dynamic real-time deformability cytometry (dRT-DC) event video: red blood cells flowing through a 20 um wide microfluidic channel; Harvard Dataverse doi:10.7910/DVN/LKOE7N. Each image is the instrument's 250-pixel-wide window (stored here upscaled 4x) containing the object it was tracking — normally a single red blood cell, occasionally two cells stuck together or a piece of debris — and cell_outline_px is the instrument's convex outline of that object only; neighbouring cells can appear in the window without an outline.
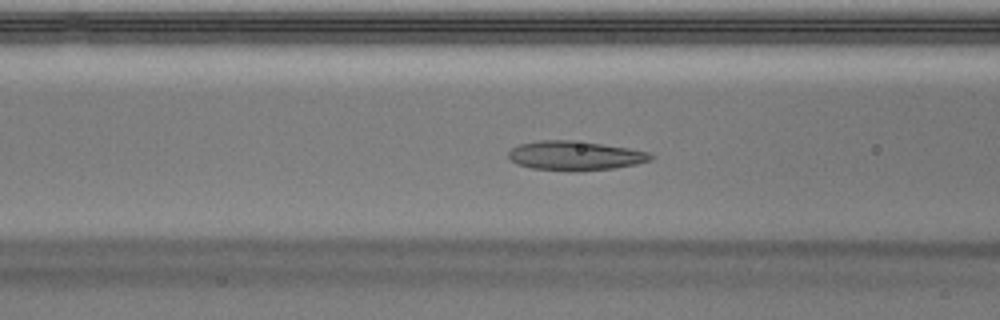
{"species": "Egyptian fruit bat (a non-hibernating species)", "species_latin": "Rousettus aegyptiacus", "temperature_condition": "warm", "stored_images_in_passage": 49, "camera_frame_rate_fps": 3000, "um_per_image_px": 0.085, "animal": {"sex": "male"}, "frame": {"image": 1, "passage_image": 19, "time_ms": 6.0, "image_size_px": [1000, 320], "cell_outline_px": [[652, 160], [636, 164], [616, 168], [576, 172], [532, 168], [516, 164], [508, 156], [508, 152], [512, 148], [520, 144], [540, 140], [572, 140], [628, 148], [648, 152], [652, 156]], "centroid_in_image_um": [48.87, 13.24], "position_along_channel_um": 117.7, "area_um2": 24.28}}
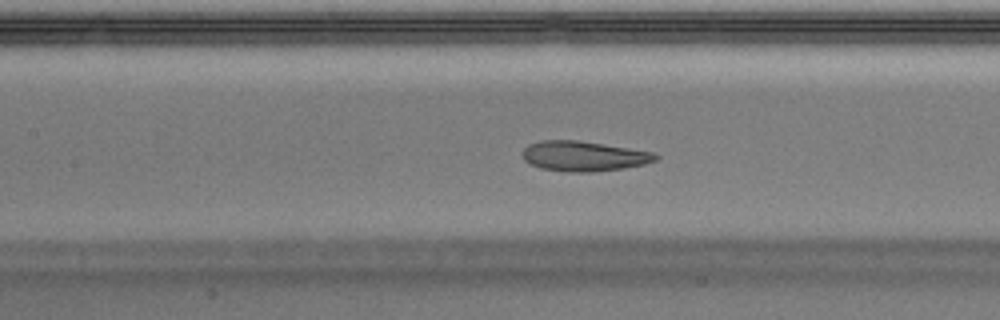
{"frame": {"image": 2, "passage_image": 22, "time_ms": 7.0, "image_size_px": [1000, 320], "cell_outline_px": [[660, 156], [656, 160], [644, 164], [624, 168], [592, 172], [568, 172], [540, 168], [524, 160], [520, 152], [528, 144], [540, 140], [580, 140], [652, 152]], "centroid_in_image_um": [49.58, 13.26], "position_along_channel_um": 157.8, "area_um2": 23.41}}
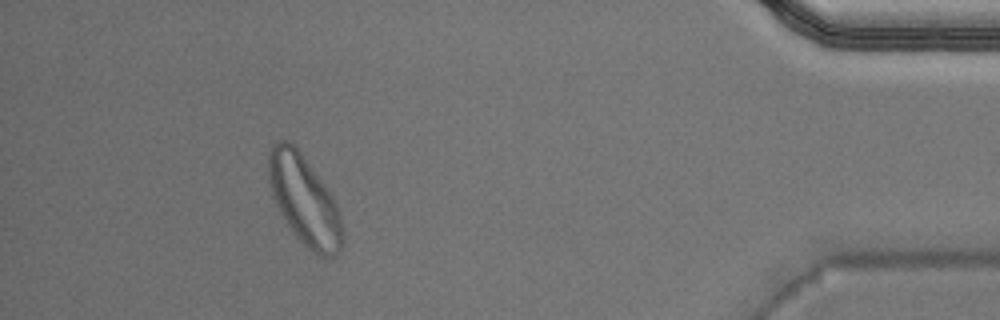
{"frame": {"image": 3, "passage_image": 45, "time_ms": 14.667, "image_size_px": [1000, 320], "cell_outline_px": [[344, 240], [340, 248], [332, 256], [320, 256], [312, 252], [300, 240], [288, 224], [280, 212], [272, 196], [268, 180], [268, 156], [272, 144], [276, 140], [288, 140], [300, 152], [324, 184], [332, 196], [336, 204], [340, 216], [344, 232]], "centroid_in_image_um": [25.85, 17.0], "position_along_channel_um": 409.3, "area_um2": 38.09}, "authors_computed_cell_mechanics": {"area_um2": 24.9696, "velocity_mm_per_s": 3.981, "shape_relaxation_time_tau1_ms": 6.282, "shape_relaxation_time_tau2_ms": 1.6915, "deformation_change_tau1": 0.1898, "deformation_change_tau2": 0.0806}}